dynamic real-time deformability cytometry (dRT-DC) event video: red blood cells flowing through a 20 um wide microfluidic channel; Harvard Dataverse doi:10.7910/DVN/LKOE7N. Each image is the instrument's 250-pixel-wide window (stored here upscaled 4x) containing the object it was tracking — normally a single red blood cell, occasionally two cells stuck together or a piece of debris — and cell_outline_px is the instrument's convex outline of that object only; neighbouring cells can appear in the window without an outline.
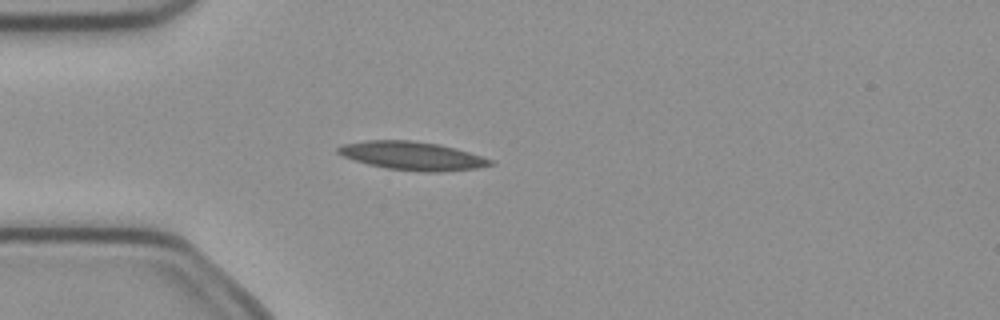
{"species": "common noctule bat (a hibernating species)", "species_latin": "Nyctalus noctula", "temperature_condition": "cold", "stored_images_in_passage": 4, "camera_frame_rate_fps": 3000, "um_per_image_px": 0.085, "animal": {"sex": "female", "body_mass_g": 21.9}, "frame": {"image": 1, "passage_image": 4, "time_ms": 1.0, "image_size_px": [1000, 320], "cell_outline_px": [[496, 164], [476, 168], [440, 172], [424, 172], [388, 168], [368, 164], [340, 156], [336, 152], [336, 148], [344, 144], [364, 140], [412, 140], [440, 144], [456, 148], [492, 160]], "centroid_in_image_um": [35.01, 13.24], "position_along_channel_um": 50.0, "area_um2": 25.26}}